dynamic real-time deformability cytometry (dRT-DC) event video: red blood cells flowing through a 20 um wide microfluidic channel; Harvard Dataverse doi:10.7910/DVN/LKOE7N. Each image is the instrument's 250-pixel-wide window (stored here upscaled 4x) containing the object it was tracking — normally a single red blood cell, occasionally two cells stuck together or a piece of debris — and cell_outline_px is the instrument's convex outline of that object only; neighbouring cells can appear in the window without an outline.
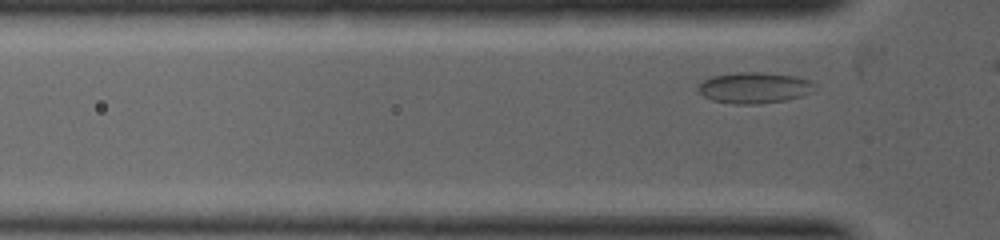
{"species": "common noctule bat (a hibernating species)", "species_latin": "Nyctalus noctula", "temperature_condition": "warm", "stored_images_in_passage": 2, "camera_frame_rate_fps": 5000, "um_per_image_px": 0.085, "animal": {"sex": "female", "body_mass_g": 19.0, "forearm_length_mm": 53.3}, "frame": {"image": 1, "passage_image": 2, "time_ms": 0.8, "image_size_px": [1000, 240], "cell_outline_px": [[816, 84], [812, 92], [804, 96], [788, 100], [760, 104], [736, 104], [712, 100], [704, 96], [696, 88], [704, 80], [712, 76], [736, 72], [760, 72], [796, 76], [808, 80]], "centroid_in_image_um": [64.14, 7.46], "position_along_channel_um": 61.7, "area_um2": 21.21}}